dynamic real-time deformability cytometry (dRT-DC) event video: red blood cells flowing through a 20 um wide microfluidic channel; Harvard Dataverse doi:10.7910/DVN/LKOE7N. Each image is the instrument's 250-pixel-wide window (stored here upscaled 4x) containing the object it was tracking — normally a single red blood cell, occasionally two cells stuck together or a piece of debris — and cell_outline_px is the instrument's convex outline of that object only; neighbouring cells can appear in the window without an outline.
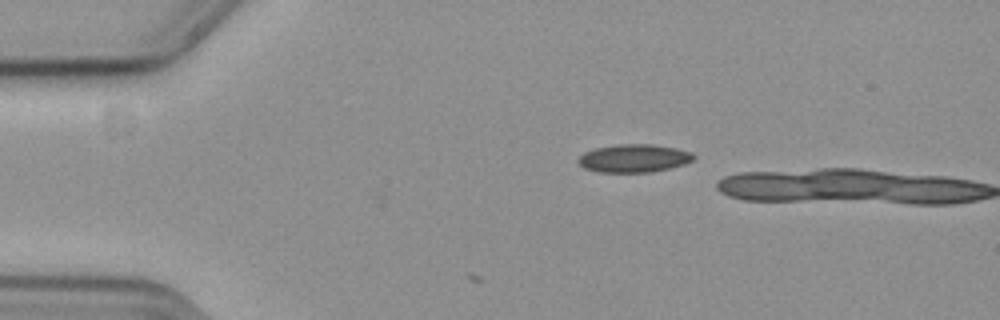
{"species": "common noctule bat (a hibernating species)", "species_latin": "Nyctalus noctula", "temperature_condition": "cold", "stored_images_in_passage": 8, "camera_frame_rate_fps": 3000, "um_per_image_px": 0.085, "animal": {"sex": "female", "body_mass_g": 19.3, "forearm_length_mm": 54.1}, "frame": {"image": 1, "passage_image": 1, "time_ms": 0.0, "image_size_px": [1000, 320], "cell_outline_px": [[696, 156], [692, 160], [684, 164], [652, 172], [600, 172], [584, 168], [576, 160], [584, 152], [596, 148], [616, 144], [652, 144], [676, 148], [692, 152]], "centroid_in_image_um": [53.88, 13.45], "position_along_channel_um": 31.1, "area_um2": 18.84}}